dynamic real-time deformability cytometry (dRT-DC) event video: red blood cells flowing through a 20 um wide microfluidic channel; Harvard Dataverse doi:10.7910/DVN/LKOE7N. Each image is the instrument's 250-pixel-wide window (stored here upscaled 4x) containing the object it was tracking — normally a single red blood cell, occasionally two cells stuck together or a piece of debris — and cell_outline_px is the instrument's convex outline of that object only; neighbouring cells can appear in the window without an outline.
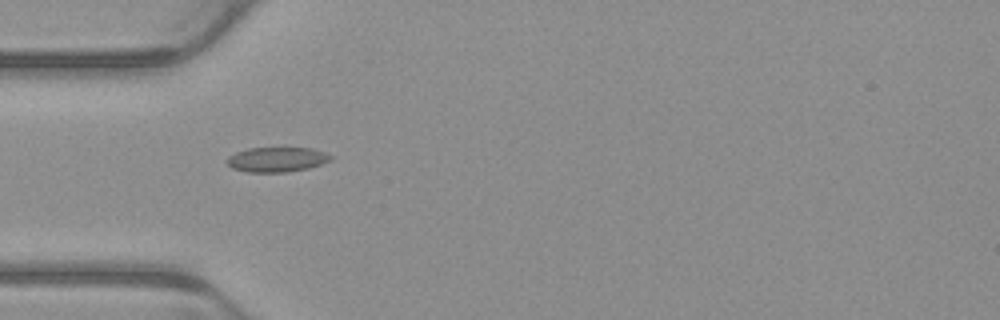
{"species": "common noctule bat (a hibernating species)", "species_latin": "Nyctalus noctula", "temperature_condition": "warm", "stored_images_in_passage": 2, "camera_frame_rate_fps": 3000, "um_per_image_px": 0.085, "animal": {"sex": "male", "body_mass_g": 23.1, "forearm_length_mm": 52.7}, "frame": {"image": 1, "passage_image": 1, "time_ms": 0.0, "image_size_px": [1000, 320], "cell_outline_px": [[332, 160], [308, 168], [288, 172], [248, 172], [232, 168], [224, 160], [228, 156], [236, 152], [248, 148], [284, 144], [312, 148], [324, 152], [332, 156]], "centroid_in_image_um": [23.53, 13.49], "position_along_channel_um": 61.5, "area_um2": 15.95}}
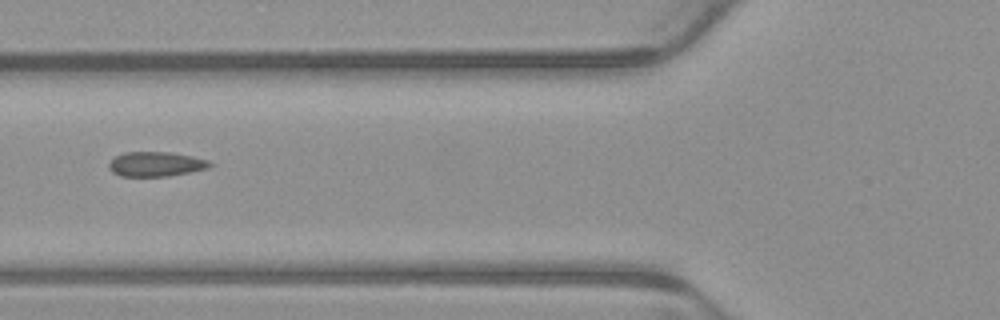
{"frame": {"image": 2, "passage_image": 2, "time_ms": 0.333, "image_size_px": [1000, 320], "cell_outline_px": [[212, 164], [208, 168], [168, 176], [120, 176], [112, 172], [108, 168], [108, 164], [116, 156], [124, 152], [172, 152], [192, 156], [208, 160]], "centroid_in_image_um": [13.23, 13.94], "position_along_channel_um": 112.6, "area_um2": 14.45}}